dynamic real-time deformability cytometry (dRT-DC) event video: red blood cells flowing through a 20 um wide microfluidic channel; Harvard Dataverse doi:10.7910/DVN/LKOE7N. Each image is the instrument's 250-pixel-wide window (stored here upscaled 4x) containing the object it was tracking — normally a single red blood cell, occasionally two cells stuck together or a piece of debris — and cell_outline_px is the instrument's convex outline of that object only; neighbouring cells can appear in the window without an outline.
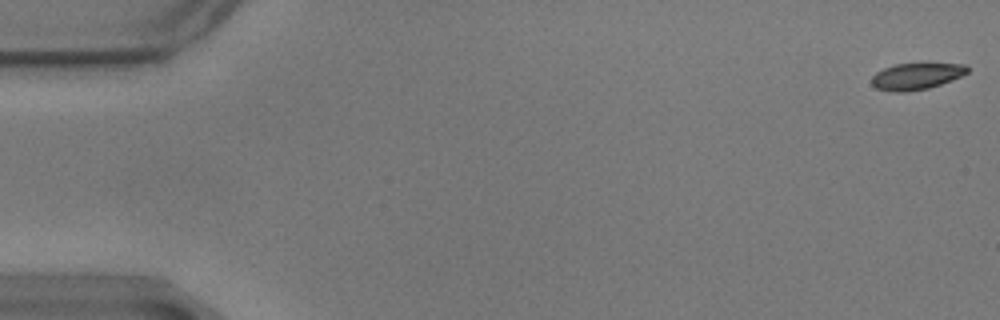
{"species": "common noctule bat (a hibernating species)", "species_latin": "Nyctalus noctula", "temperature_condition": "warm", "stored_images_in_passage": 58, "camera_frame_rate_fps": 3000, "um_per_image_px": 0.085, "animal": {"sex": "male", "body_mass_g": 17.9}, "frame": {"image": 1, "passage_image": 1, "time_ms": 0.0, "image_size_px": [1000, 320], "cell_outline_px": [[968, 72], [952, 80], [928, 88], [904, 92], [892, 92], [876, 88], [872, 84], [872, 76], [876, 72], [884, 68], [896, 64], [964, 64], [968, 68]], "centroid_in_image_um": [77.86, 6.49], "position_along_channel_um": 7.1, "area_um2": 14.57}}
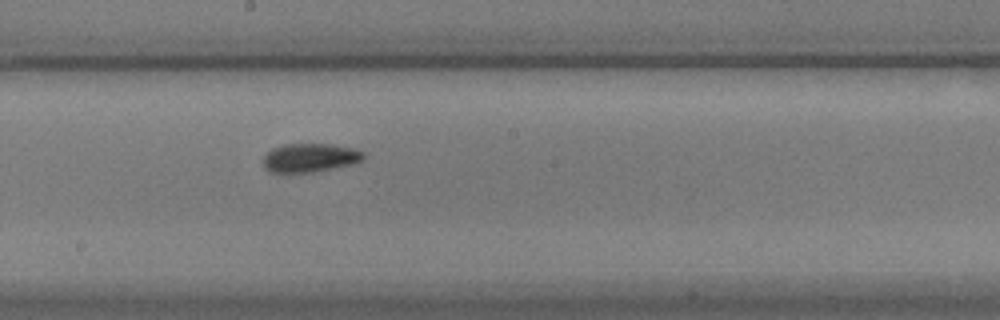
{"frame": {"image": 2, "passage_image": 32, "time_ms": 10.333, "image_size_px": [1000, 320], "cell_outline_px": [[364, 156], [360, 160], [352, 164], [312, 172], [268, 172], [264, 168], [264, 156], [272, 148], [284, 144], [328, 144], [352, 148], [364, 152]], "centroid_in_image_um": [26.3, 13.4], "position_along_channel_um": 221.9, "area_um2": 16.53}}
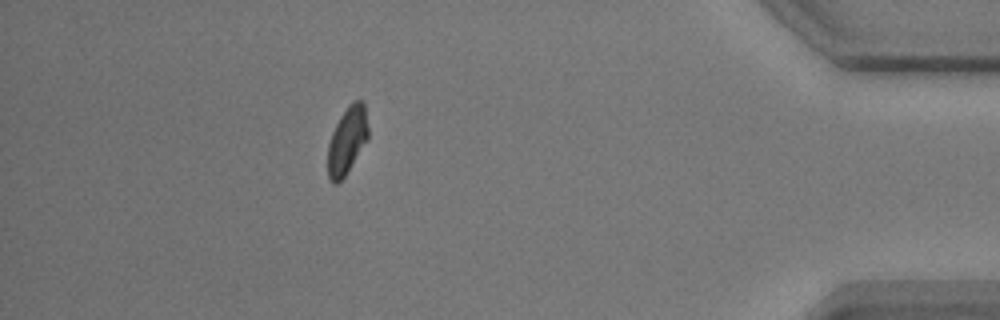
{"frame": {"image": 3, "passage_image": 52, "time_ms": 17.0, "image_size_px": [1000, 320], "cell_outline_px": [[368, 140], [344, 176], [336, 184], [332, 184], [328, 180], [328, 144], [332, 132], [340, 116], [348, 104], [352, 100], [364, 100], [368, 128]], "centroid_in_image_um": [29.51, 11.91], "position_along_channel_um": 405.7, "area_um2": 15.95}, "authors_computed_cell_mechanics": {"area_um2": 16.2418, "velocity_mm_per_s": 3.4739, "shape_relaxation_time_tau1_ms": 4.1707, "shape_relaxation_time_tau2_ms": 4.0157, "deformation_change_tau1": 0.1183, "deformation_change_tau2": 0.0739}}